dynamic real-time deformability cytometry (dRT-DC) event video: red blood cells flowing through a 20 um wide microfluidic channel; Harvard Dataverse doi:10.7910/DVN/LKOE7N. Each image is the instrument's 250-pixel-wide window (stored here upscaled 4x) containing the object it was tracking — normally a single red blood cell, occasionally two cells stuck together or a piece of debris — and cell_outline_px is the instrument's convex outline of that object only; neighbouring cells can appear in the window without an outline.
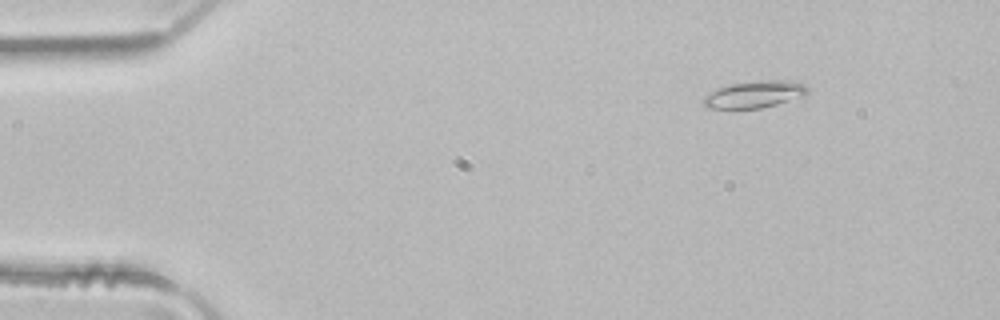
{"species": "common noctule bat (a hibernating species)", "species_latin": "Nyctalus noctula", "temperature_condition": "room temperature", "stored_images_in_passage": 4, "camera_frame_rate_fps": 3000, "um_per_image_px": 0.085, "animal": {"sex": "male", "body_mass_g": 21.5, "forearm_length_mm": 52.0}, "frame": {"image": 1, "passage_image": 4, "time_ms": 1.0, "image_size_px": [1000, 320], "cell_outline_px": [[808, 92], [804, 96], [776, 104], [760, 108], [704, 108], [700, 100], [704, 96], [720, 88], [732, 84], [768, 80], [792, 80], [804, 84], [808, 88]], "centroid_in_image_um": [64.14, 8.03], "position_along_channel_um": 20.9, "area_um2": 16.18}}